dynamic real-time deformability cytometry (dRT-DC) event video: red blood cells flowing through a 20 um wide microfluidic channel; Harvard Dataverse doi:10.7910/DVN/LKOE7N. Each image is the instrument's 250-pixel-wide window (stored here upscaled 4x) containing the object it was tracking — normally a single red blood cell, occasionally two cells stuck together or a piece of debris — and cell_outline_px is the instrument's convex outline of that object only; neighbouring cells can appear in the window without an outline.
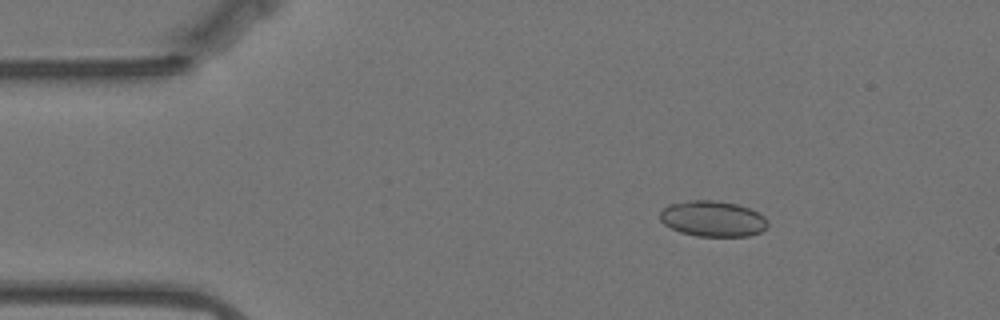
{"species": "Egyptian fruit bat (a non-hibernating species)", "species_latin": "Rousettus aegyptiacus", "temperature_condition": "warm", "stored_images_in_passage": 57, "camera_frame_rate_fps": 3000, "um_per_image_px": 0.085, "animal": {"sex": "female"}, "frame": {"image": 1, "passage_image": 8, "time_ms": 2.333, "image_size_px": [1000, 320], "cell_outline_px": [[768, 224], [760, 232], [748, 236], [696, 236], [680, 232], [664, 224], [660, 220], [660, 212], [668, 204], [688, 200], [712, 200], [736, 204], [748, 208], [764, 216], [768, 220]], "centroid_in_image_um": [60.56, 18.59], "position_along_channel_um": 24.4, "area_um2": 22.37}}
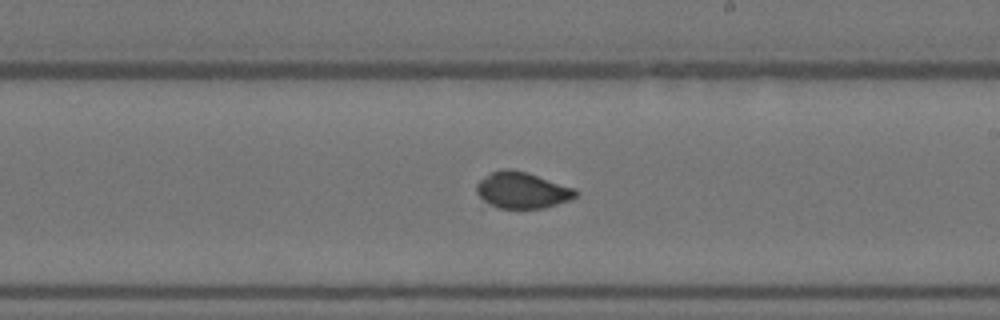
{"frame": {"image": 2, "passage_image": 32, "time_ms": 10.333, "image_size_px": [1000, 320], "cell_outline_px": [[580, 192], [576, 196], [568, 200], [544, 208], [500, 208], [488, 204], [476, 192], [476, 184], [480, 180], [492, 172], [508, 168], [512, 168], [576, 188]], "centroid_in_image_um": [44.39, 16.17], "position_along_channel_um": 244.6, "area_um2": 20.75}}
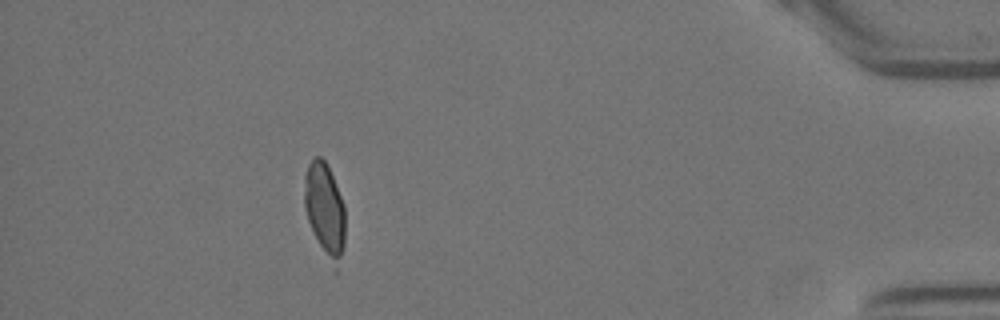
{"frame": {"image": 3, "passage_image": 51, "time_ms": 16.667, "image_size_px": [1000, 320], "cell_outline_px": [[344, 248], [336, 276], [332, 272], [308, 220], [304, 208], [304, 176], [308, 164], [316, 156], [320, 156], [328, 164], [344, 204]], "centroid_in_image_um": [27.62, 17.9], "position_along_channel_um": 407.6, "area_um2": 22.72}, "authors_computed_cell_mechanics": {"area_um2": 21.5594, "velocity_mm_per_s": 3.4752, "shape_relaxation_time_tau1_ms": 0.6546, "shape_relaxation_time_tau2_ms": null, "deformation_change_tau1": 0.1883, "deformation_change_tau2": null}}